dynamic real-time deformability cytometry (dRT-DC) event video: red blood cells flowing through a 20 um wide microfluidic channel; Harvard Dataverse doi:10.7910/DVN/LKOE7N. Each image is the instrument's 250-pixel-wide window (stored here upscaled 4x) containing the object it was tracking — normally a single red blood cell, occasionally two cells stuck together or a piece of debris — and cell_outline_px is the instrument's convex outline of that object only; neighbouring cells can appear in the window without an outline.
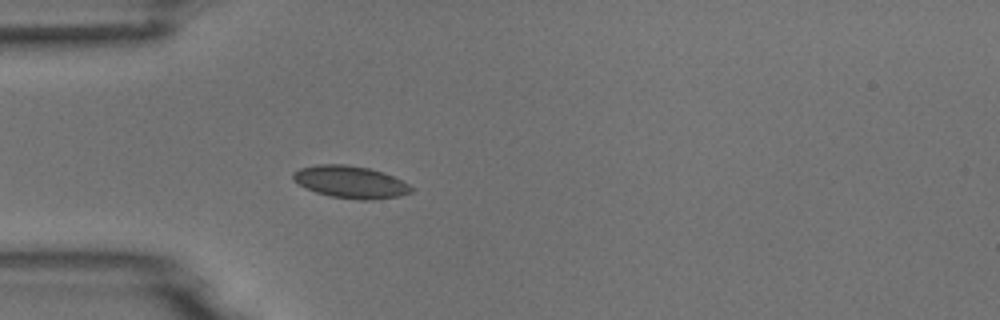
{"species": "common noctule bat (a hibernating species)", "species_latin": "Nyctalus noctula", "temperature_condition": "room temperature", "stored_images_in_passage": 4, "camera_frame_rate_fps": 3000, "um_per_image_px": 0.085, "animal": {"sex": "male", "body_mass_g": 18.8}, "frame": {"image": 1, "passage_image": 4, "time_ms": 3.667, "image_size_px": [1000, 320], "cell_outline_px": [[416, 188], [412, 192], [400, 196], [368, 200], [360, 200], [328, 196], [316, 192], [292, 180], [292, 172], [300, 168], [316, 164], [344, 164], [368, 168], [392, 176]], "centroid_in_image_um": [29.78, 15.47], "position_along_channel_um": 55.2, "area_um2": 22.14}}